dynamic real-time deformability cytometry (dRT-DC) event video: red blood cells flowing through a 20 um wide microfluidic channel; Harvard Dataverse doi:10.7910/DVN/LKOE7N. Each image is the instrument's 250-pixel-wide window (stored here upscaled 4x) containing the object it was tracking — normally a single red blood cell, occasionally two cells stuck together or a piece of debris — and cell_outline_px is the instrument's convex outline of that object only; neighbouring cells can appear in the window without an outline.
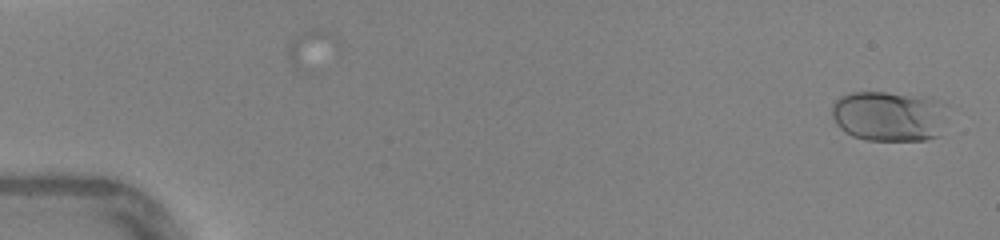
{"species": "human", "species_latin": "Homo sapiens", "temperature_condition": "warm", "stored_images_in_passage": 47, "camera_frame_rate_fps": 3000, "um_per_image_px": 0.085, "donor": {"sex": "female"}, "frame": {"image": 1, "passage_image": 2, "time_ms": 0.333, "image_size_px": [1000, 240], "cell_outline_px": [[948, 104], [940, 136], [924, 140], [868, 140], [852, 136], [844, 132], [836, 124], [832, 116], [832, 104], [840, 96], [852, 92], [888, 92], [932, 96]], "centroid_in_image_um": [75.61, 9.84], "position_along_channel_um": 9.4, "area_um2": 34.8}}
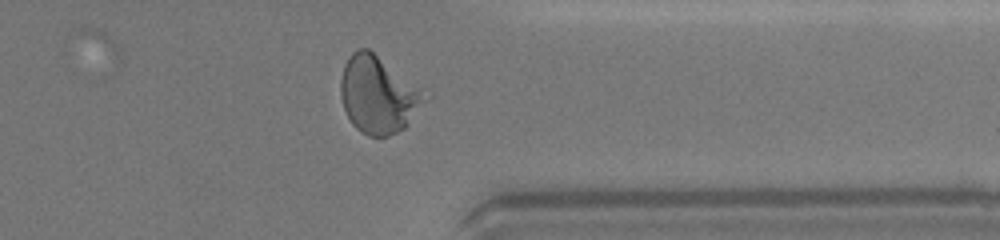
{"frame": {"image": 2, "passage_image": 38, "time_ms": 12.333, "image_size_px": [1000, 240], "cell_outline_px": [[424, 100], [408, 124], [404, 128], [388, 136], [368, 136], [356, 128], [352, 124], [344, 108], [340, 92], [340, 80], [344, 64], [348, 56], [356, 48], [368, 48], [424, 96]], "centroid_in_image_um": [32.01, 8.08], "position_along_channel_um": 379.4, "area_um2": 36.07}}
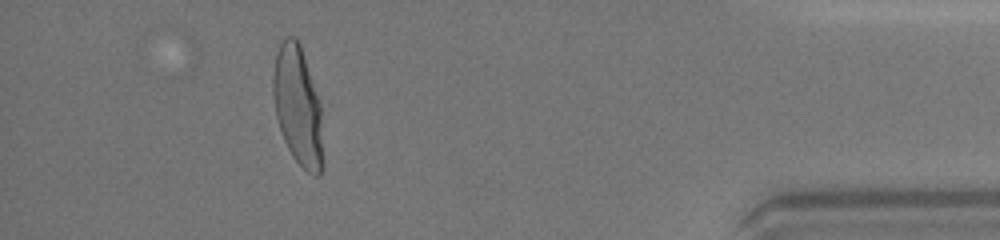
{"frame": {"image": 3, "passage_image": 43, "time_ms": 14.0, "image_size_px": [1000, 240], "cell_outline_px": [[324, 164], [320, 176], [312, 176], [292, 156], [284, 140], [276, 116], [272, 92], [272, 76], [276, 52], [284, 36], [296, 36], [300, 44], [320, 100]], "centroid_in_image_um": [25.33, 9.01], "position_along_channel_um": 409.9, "area_um2": 35.14}, "authors_computed_cell_mechanics": {"area_um2": 34.1598, "velocity_mm_per_s": 4.3787, "shape_relaxation_time_tau1_ms": 4.3799, "shape_relaxation_time_tau2_ms": null, "deformation_change_tau1": 0.1878, "deformation_change_tau2": null}}